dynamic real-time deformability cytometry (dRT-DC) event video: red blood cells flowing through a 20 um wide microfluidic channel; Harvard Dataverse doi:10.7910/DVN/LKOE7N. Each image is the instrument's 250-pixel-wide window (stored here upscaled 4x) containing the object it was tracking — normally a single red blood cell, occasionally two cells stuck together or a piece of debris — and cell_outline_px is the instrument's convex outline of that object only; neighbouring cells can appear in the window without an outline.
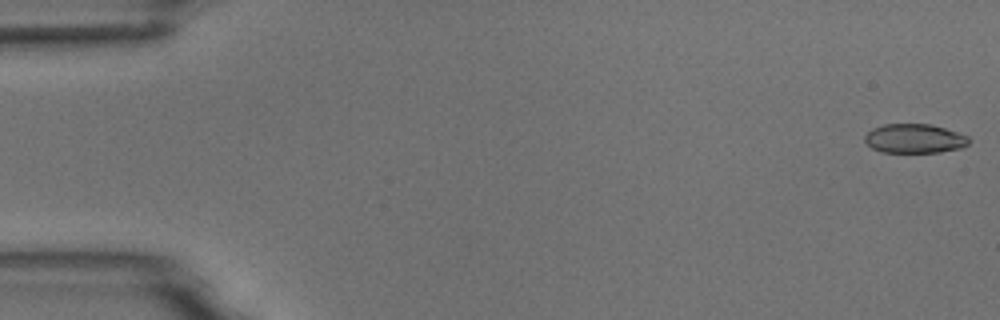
{"species": "common noctule bat (a hibernating species)", "species_latin": "Nyctalus noctula", "temperature_condition": "room temperature", "stored_images_in_passage": 54, "camera_frame_rate_fps": 3000, "um_per_image_px": 0.085, "animal": {"sex": "male", "body_mass_g": 18.8}, "frame": {"image": 1, "passage_image": 1, "time_ms": 0.0, "image_size_px": [1000, 320], "cell_outline_px": [[968, 144], [960, 148], [940, 152], [880, 152], [872, 148], [864, 140], [864, 136], [872, 128], [884, 124], [932, 124], [968, 136]], "centroid_in_image_um": [77.7, 11.77], "position_along_channel_um": 7.3, "area_um2": 17.63}}
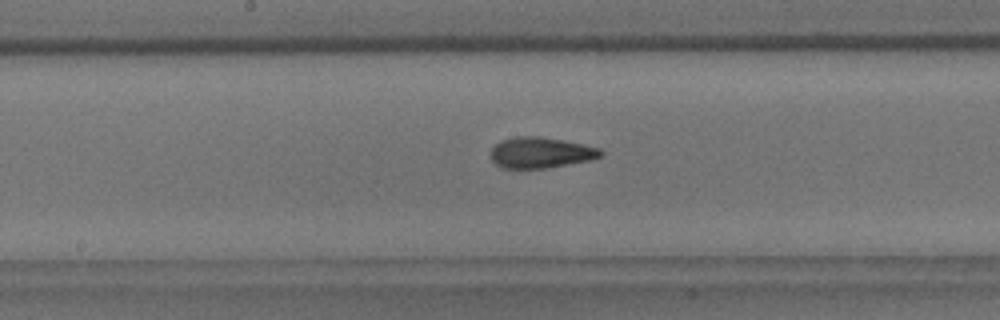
{"frame": {"image": 2, "passage_image": 28, "time_ms": 9.0, "image_size_px": [1000, 320], "cell_outline_px": [[604, 156], [592, 160], [548, 168], [504, 168], [496, 164], [492, 160], [492, 148], [500, 140], [516, 136], [540, 136], [564, 140], [600, 148], [604, 152]], "centroid_in_image_um": [46.01, 12.97], "position_along_channel_um": 202.2, "area_um2": 19.94}}
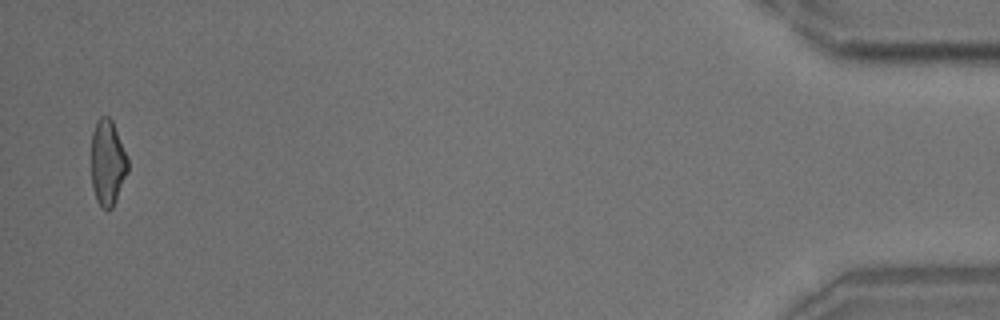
{"frame": {"image": 3, "passage_image": 53, "time_ms": 17.333, "image_size_px": [1000, 320], "cell_outline_px": [[128, 172], [116, 200], [112, 208], [108, 212], [96, 200], [92, 188], [92, 132], [96, 120], [100, 116], [108, 116], [112, 120], [128, 160]], "centroid_in_image_um": [9.14, 13.84], "position_along_channel_um": 426.1, "area_um2": 18.21}, "authors_computed_cell_mechanics": {"area_um2": 19.1318, "velocity_mm_per_s": 3.7465, "shape_relaxation_time_tau1_ms": 6.8769, "shape_relaxation_time_tau2_ms": 2.0687, "deformation_change_tau1": 0.1679, "deformation_change_tau2": 0.0974}}